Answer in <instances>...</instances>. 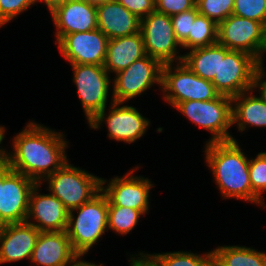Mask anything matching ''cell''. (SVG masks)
Segmentation results:
<instances>
[{"label":"cell","mask_w":266,"mask_h":266,"mask_svg":"<svg viewBox=\"0 0 266 266\" xmlns=\"http://www.w3.org/2000/svg\"><path fill=\"white\" fill-rule=\"evenodd\" d=\"M65 136L63 132L30 121L13 137V150H6L5 161L13 171L42 184L69 160Z\"/></svg>","instance_id":"6da1fadb"},{"label":"cell","mask_w":266,"mask_h":266,"mask_svg":"<svg viewBox=\"0 0 266 266\" xmlns=\"http://www.w3.org/2000/svg\"><path fill=\"white\" fill-rule=\"evenodd\" d=\"M205 161L224 199L236 198L262 207V201L252 192L249 160L236 141L211 142L205 146Z\"/></svg>","instance_id":"7a4b0ae2"},{"label":"cell","mask_w":266,"mask_h":266,"mask_svg":"<svg viewBox=\"0 0 266 266\" xmlns=\"http://www.w3.org/2000/svg\"><path fill=\"white\" fill-rule=\"evenodd\" d=\"M77 215H74V213ZM108 199L100 191L91 200L69 211L67 235L73 250L86 255L108 231Z\"/></svg>","instance_id":"3957f363"},{"label":"cell","mask_w":266,"mask_h":266,"mask_svg":"<svg viewBox=\"0 0 266 266\" xmlns=\"http://www.w3.org/2000/svg\"><path fill=\"white\" fill-rule=\"evenodd\" d=\"M174 109L186 116L195 125L210 131L211 142L236 141L229 133L232 125V101L231 97L219 95L208 101H185L178 103Z\"/></svg>","instance_id":"277c9868"},{"label":"cell","mask_w":266,"mask_h":266,"mask_svg":"<svg viewBox=\"0 0 266 266\" xmlns=\"http://www.w3.org/2000/svg\"><path fill=\"white\" fill-rule=\"evenodd\" d=\"M44 182L48 183L49 192L69 211L80 207L101 191V177L71 165L69 161Z\"/></svg>","instance_id":"5b68a950"},{"label":"cell","mask_w":266,"mask_h":266,"mask_svg":"<svg viewBox=\"0 0 266 266\" xmlns=\"http://www.w3.org/2000/svg\"><path fill=\"white\" fill-rule=\"evenodd\" d=\"M161 91L173 108L181 102L208 101L220 95L211 81L197 76L183 62L163 65Z\"/></svg>","instance_id":"8992f818"},{"label":"cell","mask_w":266,"mask_h":266,"mask_svg":"<svg viewBox=\"0 0 266 266\" xmlns=\"http://www.w3.org/2000/svg\"><path fill=\"white\" fill-rule=\"evenodd\" d=\"M36 184L13 171L6 161L0 163V226L26 221L29 197Z\"/></svg>","instance_id":"52a82bcc"},{"label":"cell","mask_w":266,"mask_h":266,"mask_svg":"<svg viewBox=\"0 0 266 266\" xmlns=\"http://www.w3.org/2000/svg\"><path fill=\"white\" fill-rule=\"evenodd\" d=\"M73 71V82L81 101L85 118L89 123L108 105L112 79L108 71L100 65L70 64Z\"/></svg>","instance_id":"ba28073f"},{"label":"cell","mask_w":266,"mask_h":266,"mask_svg":"<svg viewBox=\"0 0 266 266\" xmlns=\"http://www.w3.org/2000/svg\"><path fill=\"white\" fill-rule=\"evenodd\" d=\"M257 64L258 61L249 53L220 45L219 75L211 82L221 95L234 97L253 88Z\"/></svg>","instance_id":"9c48e42d"},{"label":"cell","mask_w":266,"mask_h":266,"mask_svg":"<svg viewBox=\"0 0 266 266\" xmlns=\"http://www.w3.org/2000/svg\"><path fill=\"white\" fill-rule=\"evenodd\" d=\"M140 32L148 56L163 65L182 62L184 54H179L181 44L176 38L169 15L153 11L140 20Z\"/></svg>","instance_id":"30bf717a"},{"label":"cell","mask_w":266,"mask_h":266,"mask_svg":"<svg viewBox=\"0 0 266 266\" xmlns=\"http://www.w3.org/2000/svg\"><path fill=\"white\" fill-rule=\"evenodd\" d=\"M163 64L148 55L136 60L112 79V99L124 104L145 93L154 84L162 87Z\"/></svg>","instance_id":"8fae6325"},{"label":"cell","mask_w":266,"mask_h":266,"mask_svg":"<svg viewBox=\"0 0 266 266\" xmlns=\"http://www.w3.org/2000/svg\"><path fill=\"white\" fill-rule=\"evenodd\" d=\"M110 104L108 115L105 108L88 123L91 129H101L105 123L108 129L107 135L111 140L128 144L138 141L146 134L151 121L138 112L136 107L121 106L122 103L114 102L112 97Z\"/></svg>","instance_id":"7c38bea8"},{"label":"cell","mask_w":266,"mask_h":266,"mask_svg":"<svg viewBox=\"0 0 266 266\" xmlns=\"http://www.w3.org/2000/svg\"><path fill=\"white\" fill-rule=\"evenodd\" d=\"M266 27L258 21L230 15L218 24L217 43L229 50L249 53L258 62L265 46Z\"/></svg>","instance_id":"4fadbf2b"},{"label":"cell","mask_w":266,"mask_h":266,"mask_svg":"<svg viewBox=\"0 0 266 266\" xmlns=\"http://www.w3.org/2000/svg\"><path fill=\"white\" fill-rule=\"evenodd\" d=\"M139 168L133 167L125 176L113 177L109 182L101 177V191L108 199V206L129 207L144 215L149 212V194L154 184L147 177L134 175Z\"/></svg>","instance_id":"5bb4252c"},{"label":"cell","mask_w":266,"mask_h":266,"mask_svg":"<svg viewBox=\"0 0 266 266\" xmlns=\"http://www.w3.org/2000/svg\"><path fill=\"white\" fill-rule=\"evenodd\" d=\"M109 39L100 30L66 34L58 43L59 51L70 64L104 65Z\"/></svg>","instance_id":"9a60e30c"},{"label":"cell","mask_w":266,"mask_h":266,"mask_svg":"<svg viewBox=\"0 0 266 266\" xmlns=\"http://www.w3.org/2000/svg\"><path fill=\"white\" fill-rule=\"evenodd\" d=\"M41 185L36 184L31 191L26 222L40 232L66 231L69 210L51 193L41 194Z\"/></svg>","instance_id":"2e32d148"},{"label":"cell","mask_w":266,"mask_h":266,"mask_svg":"<svg viewBox=\"0 0 266 266\" xmlns=\"http://www.w3.org/2000/svg\"><path fill=\"white\" fill-rule=\"evenodd\" d=\"M57 44L66 34L92 31L97 26L96 6L81 0H67L51 13Z\"/></svg>","instance_id":"e0dca14e"},{"label":"cell","mask_w":266,"mask_h":266,"mask_svg":"<svg viewBox=\"0 0 266 266\" xmlns=\"http://www.w3.org/2000/svg\"><path fill=\"white\" fill-rule=\"evenodd\" d=\"M40 231L28 222L0 226V264L30 261Z\"/></svg>","instance_id":"ac0fdd59"},{"label":"cell","mask_w":266,"mask_h":266,"mask_svg":"<svg viewBox=\"0 0 266 266\" xmlns=\"http://www.w3.org/2000/svg\"><path fill=\"white\" fill-rule=\"evenodd\" d=\"M76 255L66 231L40 232L30 261L36 266H63Z\"/></svg>","instance_id":"d6986e66"},{"label":"cell","mask_w":266,"mask_h":266,"mask_svg":"<svg viewBox=\"0 0 266 266\" xmlns=\"http://www.w3.org/2000/svg\"><path fill=\"white\" fill-rule=\"evenodd\" d=\"M97 26L108 39L140 32V20L116 0L96 6Z\"/></svg>","instance_id":"ffe728a7"},{"label":"cell","mask_w":266,"mask_h":266,"mask_svg":"<svg viewBox=\"0 0 266 266\" xmlns=\"http://www.w3.org/2000/svg\"><path fill=\"white\" fill-rule=\"evenodd\" d=\"M141 32L109 39L103 67L108 73L116 74L136 60L146 56Z\"/></svg>","instance_id":"44dd1931"},{"label":"cell","mask_w":266,"mask_h":266,"mask_svg":"<svg viewBox=\"0 0 266 266\" xmlns=\"http://www.w3.org/2000/svg\"><path fill=\"white\" fill-rule=\"evenodd\" d=\"M253 89L231 97L232 125L237 126L239 132L247 127H266V103Z\"/></svg>","instance_id":"7402d4cb"},{"label":"cell","mask_w":266,"mask_h":266,"mask_svg":"<svg viewBox=\"0 0 266 266\" xmlns=\"http://www.w3.org/2000/svg\"><path fill=\"white\" fill-rule=\"evenodd\" d=\"M183 63L197 76L212 81L219 75L220 45L195 48L184 53Z\"/></svg>","instance_id":"603a6c76"},{"label":"cell","mask_w":266,"mask_h":266,"mask_svg":"<svg viewBox=\"0 0 266 266\" xmlns=\"http://www.w3.org/2000/svg\"><path fill=\"white\" fill-rule=\"evenodd\" d=\"M216 266H266V252L253 247L223 245L213 249Z\"/></svg>","instance_id":"cb8c5ba5"},{"label":"cell","mask_w":266,"mask_h":266,"mask_svg":"<svg viewBox=\"0 0 266 266\" xmlns=\"http://www.w3.org/2000/svg\"><path fill=\"white\" fill-rule=\"evenodd\" d=\"M148 266H211L213 263L212 250L203 255L189 251H174L166 253L138 254Z\"/></svg>","instance_id":"d4e9b609"},{"label":"cell","mask_w":266,"mask_h":266,"mask_svg":"<svg viewBox=\"0 0 266 266\" xmlns=\"http://www.w3.org/2000/svg\"><path fill=\"white\" fill-rule=\"evenodd\" d=\"M217 30L218 25L213 20L199 13L181 49L192 50L217 44Z\"/></svg>","instance_id":"484cf974"},{"label":"cell","mask_w":266,"mask_h":266,"mask_svg":"<svg viewBox=\"0 0 266 266\" xmlns=\"http://www.w3.org/2000/svg\"><path fill=\"white\" fill-rule=\"evenodd\" d=\"M141 211L129 207L108 206V230L115 231L119 235H127L137 226Z\"/></svg>","instance_id":"4316f807"},{"label":"cell","mask_w":266,"mask_h":266,"mask_svg":"<svg viewBox=\"0 0 266 266\" xmlns=\"http://www.w3.org/2000/svg\"><path fill=\"white\" fill-rule=\"evenodd\" d=\"M249 177L252 192L262 201V206H266L261 196L266 191V151L258 153L254 159L250 158Z\"/></svg>","instance_id":"83f0119b"},{"label":"cell","mask_w":266,"mask_h":266,"mask_svg":"<svg viewBox=\"0 0 266 266\" xmlns=\"http://www.w3.org/2000/svg\"><path fill=\"white\" fill-rule=\"evenodd\" d=\"M234 0H196L198 12L217 25L232 15Z\"/></svg>","instance_id":"f1b7e54d"},{"label":"cell","mask_w":266,"mask_h":266,"mask_svg":"<svg viewBox=\"0 0 266 266\" xmlns=\"http://www.w3.org/2000/svg\"><path fill=\"white\" fill-rule=\"evenodd\" d=\"M232 14L261 22L266 27V0H234Z\"/></svg>","instance_id":"f546056e"},{"label":"cell","mask_w":266,"mask_h":266,"mask_svg":"<svg viewBox=\"0 0 266 266\" xmlns=\"http://www.w3.org/2000/svg\"><path fill=\"white\" fill-rule=\"evenodd\" d=\"M198 14L199 12L197 7H194L189 11L181 12L171 16L173 30L180 44H182L188 38L192 24Z\"/></svg>","instance_id":"4dcf8cb0"},{"label":"cell","mask_w":266,"mask_h":266,"mask_svg":"<svg viewBox=\"0 0 266 266\" xmlns=\"http://www.w3.org/2000/svg\"><path fill=\"white\" fill-rule=\"evenodd\" d=\"M34 4V0H0V28Z\"/></svg>","instance_id":"1f68e13d"},{"label":"cell","mask_w":266,"mask_h":266,"mask_svg":"<svg viewBox=\"0 0 266 266\" xmlns=\"http://www.w3.org/2000/svg\"><path fill=\"white\" fill-rule=\"evenodd\" d=\"M196 7V0H155V11L170 17Z\"/></svg>","instance_id":"d6a6232c"},{"label":"cell","mask_w":266,"mask_h":266,"mask_svg":"<svg viewBox=\"0 0 266 266\" xmlns=\"http://www.w3.org/2000/svg\"><path fill=\"white\" fill-rule=\"evenodd\" d=\"M139 19L155 11V0H116Z\"/></svg>","instance_id":"836d02e7"},{"label":"cell","mask_w":266,"mask_h":266,"mask_svg":"<svg viewBox=\"0 0 266 266\" xmlns=\"http://www.w3.org/2000/svg\"><path fill=\"white\" fill-rule=\"evenodd\" d=\"M263 64L258 63L254 72L253 77V90L257 91L258 88L259 96L266 103V71Z\"/></svg>","instance_id":"e575fe53"},{"label":"cell","mask_w":266,"mask_h":266,"mask_svg":"<svg viewBox=\"0 0 266 266\" xmlns=\"http://www.w3.org/2000/svg\"><path fill=\"white\" fill-rule=\"evenodd\" d=\"M85 255H76L70 262L63 266H104L102 263L95 264L86 260H81V258Z\"/></svg>","instance_id":"d590c367"},{"label":"cell","mask_w":266,"mask_h":266,"mask_svg":"<svg viewBox=\"0 0 266 266\" xmlns=\"http://www.w3.org/2000/svg\"><path fill=\"white\" fill-rule=\"evenodd\" d=\"M35 3L38 2H44V4L47 6V8L49 9V13H51L57 6L63 4L64 2H66L67 0H34Z\"/></svg>","instance_id":"8d00e7d4"},{"label":"cell","mask_w":266,"mask_h":266,"mask_svg":"<svg viewBox=\"0 0 266 266\" xmlns=\"http://www.w3.org/2000/svg\"><path fill=\"white\" fill-rule=\"evenodd\" d=\"M5 131H6V127L0 125V145L5 138ZM0 147H1L0 148V163H2L6 160V149H3L2 146Z\"/></svg>","instance_id":"74e56055"},{"label":"cell","mask_w":266,"mask_h":266,"mask_svg":"<svg viewBox=\"0 0 266 266\" xmlns=\"http://www.w3.org/2000/svg\"><path fill=\"white\" fill-rule=\"evenodd\" d=\"M128 261H130L129 266H146V263L138 256L135 257V254L131 255Z\"/></svg>","instance_id":"f35d334b"},{"label":"cell","mask_w":266,"mask_h":266,"mask_svg":"<svg viewBox=\"0 0 266 266\" xmlns=\"http://www.w3.org/2000/svg\"><path fill=\"white\" fill-rule=\"evenodd\" d=\"M81 1H84V2L91 4V5H94V6H98L100 4H104L106 2H110L113 0H81Z\"/></svg>","instance_id":"ab89813d"},{"label":"cell","mask_w":266,"mask_h":266,"mask_svg":"<svg viewBox=\"0 0 266 266\" xmlns=\"http://www.w3.org/2000/svg\"><path fill=\"white\" fill-rule=\"evenodd\" d=\"M266 54V32H265V46H264V49H263V52H262V56H261V60L258 62L260 64H264V59L265 58L263 55ZM263 57V58H262Z\"/></svg>","instance_id":"60d3db41"}]
</instances>
